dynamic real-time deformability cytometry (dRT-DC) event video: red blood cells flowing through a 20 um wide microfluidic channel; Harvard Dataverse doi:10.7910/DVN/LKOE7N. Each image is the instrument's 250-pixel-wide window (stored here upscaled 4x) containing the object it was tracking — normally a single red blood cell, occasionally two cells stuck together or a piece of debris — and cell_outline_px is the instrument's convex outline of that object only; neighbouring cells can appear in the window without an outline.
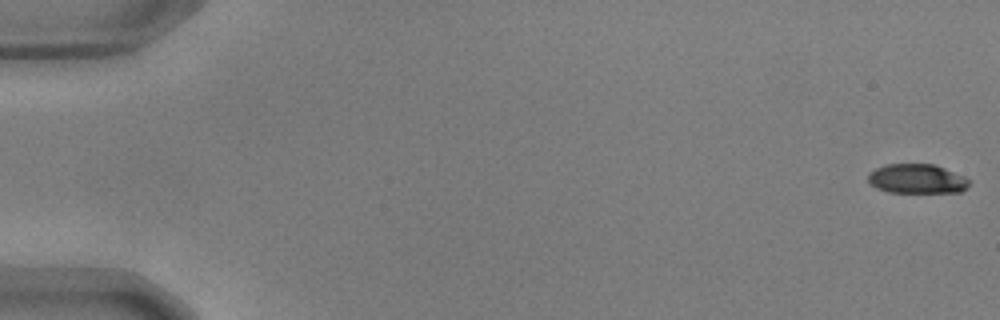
{"species": "common noctule bat (a hibernating species)", "species_latin": "Nyctalus noctula", "temperature_condition": "warm", "stored_images_in_passage": 51, "camera_frame_rate_fps": 3000, "um_per_image_px": 0.085, "animal": {"sex": "male", "body_mass_g": 17.9, "forearm_length_mm": 54.2}, "frame": {"image": 1, "passage_image": 1, "time_ms": 0.0, "image_size_px": [1000, 320], "cell_outline_px": [[972, 180], [968, 188], [964, 192], [888, 192], [876, 188], [868, 180], [868, 172], [876, 168], [888, 164], [932, 164], [944, 168], [964, 176]], "centroid_in_image_um": [77.98, 15.2], "position_along_channel_um": 7.0, "area_um2": 17.46}}
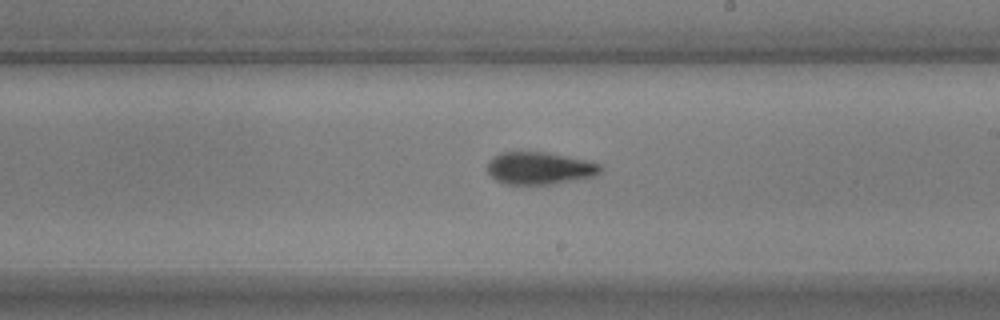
{"frame": {"image": 2, "passage_image": 33, "time_ms": 10.667, "image_size_px": [1000, 320], "cell_outline_px": [[604, 168], [596, 176], [552, 184], [504, 184], [496, 180], [488, 172], [488, 164], [492, 156], [500, 152], [544, 152], [584, 160], [600, 164]], "centroid_in_image_um": [45.86, 14.3], "position_along_channel_um": 243.1, "area_um2": 21.21}}
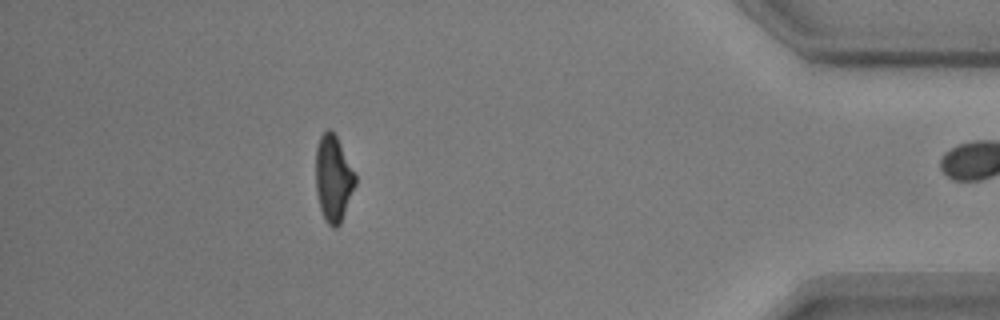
{"frame": {"image": 3, "passage_image": 50, "time_ms": 16.333, "image_size_px": [1000, 320], "cell_outline_px": [[356, 184], [340, 224], [336, 228], [332, 228], [324, 220], [320, 208], [316, 192], [316, 148], [320, 136], [328, 128], [332, 128], [356, 172]], "centroid_in_image_um": [28.34, 15.15], "position_along_channel_um": 406.9, "area_um2": 20.17}}